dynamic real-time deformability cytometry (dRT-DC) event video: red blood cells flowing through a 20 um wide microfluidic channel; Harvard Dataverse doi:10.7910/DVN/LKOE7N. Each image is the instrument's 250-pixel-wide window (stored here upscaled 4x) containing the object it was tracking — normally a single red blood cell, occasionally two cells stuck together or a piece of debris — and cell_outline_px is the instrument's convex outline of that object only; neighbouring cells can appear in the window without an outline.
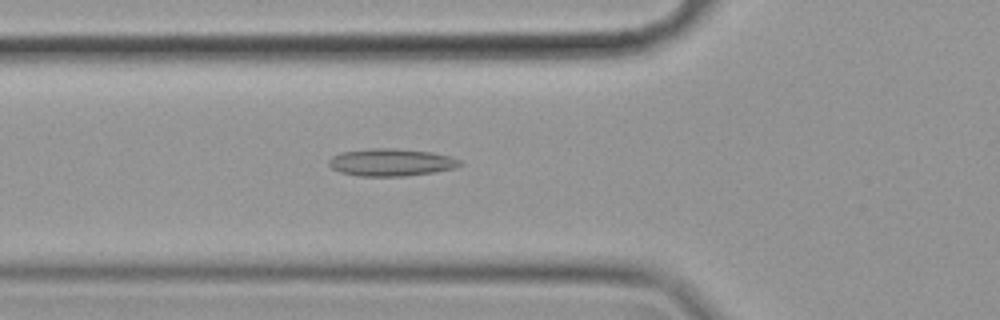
{"species": "common noctule bat (a hibernating species)", "species_latin": "Nyctalus noctula", "temperature_condition": "cold", "stored_images_in_passage": 56, "camera_frame_rate_fps": 3000, "um_per_image_px": 0.085, "animal": {"sex": "female", "body_mass_g": 19.9}, "frame": {"image": 1, "passage_image": 19, "time_ms": 6.0, "image_size_px": [1000, 320], "cell_outline_px": [[464, 164], [452, 168], [436, 172], [404, 176], [360, 176], [340, 172], [332, 168], [328, 164], [328, 160], [332, 156], [340, 152], [372, 148], [396, 148], [432, 152], [464, 160]], "centroid_in_image_um": [33.26, 13.79], "position_along_channel_um": 92.5, "area_um2": 21.1}}
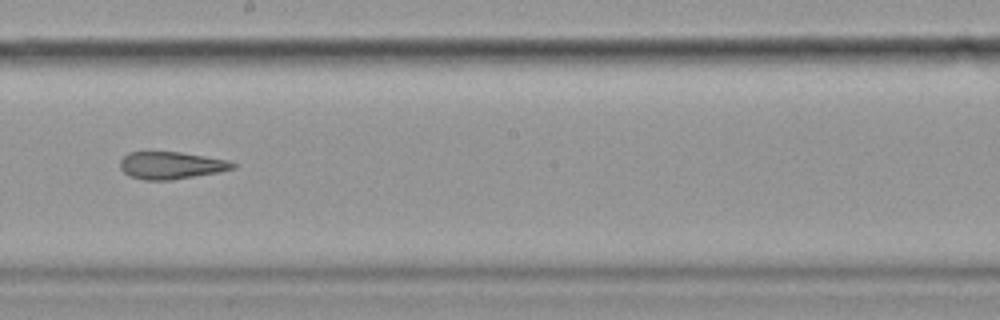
{"frame": {"image": 2, "passage_image": 31, "time_ms": 10.0, "image_size_px": [1000, 320], "cell_outline_px": [[236, 168], [220, 172], [172, 180], [144, 180], [128, 176], [120, 168], [120, 160], [128, 152], [180, 152], [228, 160], [236, 164]], "centroid_in_image_um": [14.54, 14.06], "position_along_channel_um": 233.7, "area_um2": 18.03}}
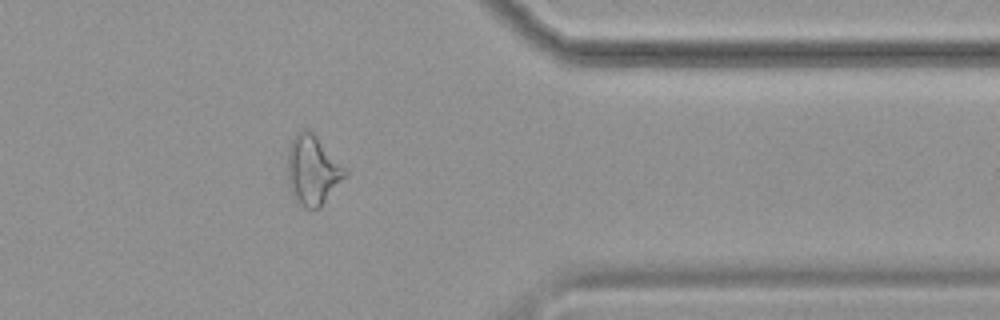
{"frame": {"image": 3, "passage_image": 45, "time_ms": 14.667, "image_size_px": [1000, 320], "cell_outline_px": [[348, 172], [320, 208], [304, 208], [296, 204], [292, 200], [288, 184], [288, 152], [292, 140], [304, 128], [308, 128], [348, 168]], "centroid_in_image_um": [26.57, 14.5], "position_along_channel_um": 384.8, "area_um2": 23.47}, "authors_computed_cell_mechanics": {"area_um2": 20.7502, "velocity_mm_per_s": 3.523, "shape_relaxation_time_tau1_ms": null, "shape_relaxation_time_tau2_ms": 3.4342, "deformation_change_tau1": null, "deformation_change_tau2": 0.1212}}